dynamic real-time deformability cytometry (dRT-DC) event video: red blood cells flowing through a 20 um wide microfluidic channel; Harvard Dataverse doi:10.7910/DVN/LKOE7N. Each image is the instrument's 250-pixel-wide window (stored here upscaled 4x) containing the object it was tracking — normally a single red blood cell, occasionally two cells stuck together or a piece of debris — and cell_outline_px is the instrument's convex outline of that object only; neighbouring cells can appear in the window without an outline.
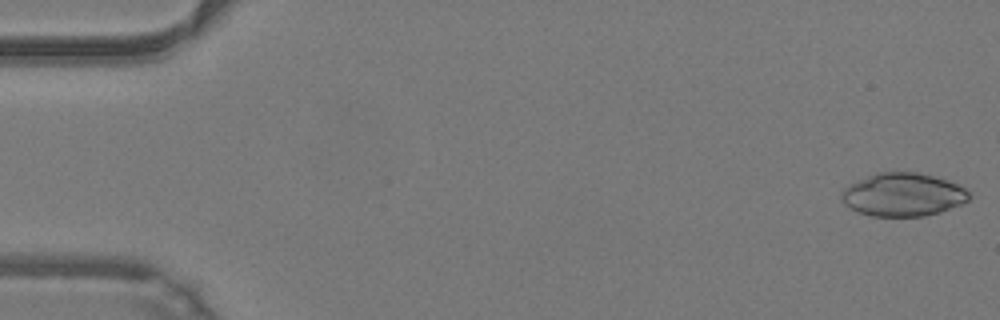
{"species": "common noctule bat (a hibernating species)", "species_latin": "Nyctalus noctula", "temperature_condition": "warm", "stored_images_in_passage": 24, "camera_frame_rate_fps": 3000, "um_per_image_px": 0.085, "animal": {"sex": "male", "body_mass_g": 19.2, "forearm_length_mm": 51.8}, "frame": {"image": 1, "passage_image": 1, "time_ms": 0.0, "image_size_px": [1000, 320], "cell_outline_px": [[968, 200], [960, 204], [940, 212], [924, 216], [872, 216], [856, 212], [844, 204], [840, 200], [840, 196], [844, 188], [876, 172], [916, 172], [948, 180], [964, 188], [968, 192]], "centroid_in_image_um": [76.71, 16.55], "position_along_channel_um": 8.3, "area_um2": 31.91}}